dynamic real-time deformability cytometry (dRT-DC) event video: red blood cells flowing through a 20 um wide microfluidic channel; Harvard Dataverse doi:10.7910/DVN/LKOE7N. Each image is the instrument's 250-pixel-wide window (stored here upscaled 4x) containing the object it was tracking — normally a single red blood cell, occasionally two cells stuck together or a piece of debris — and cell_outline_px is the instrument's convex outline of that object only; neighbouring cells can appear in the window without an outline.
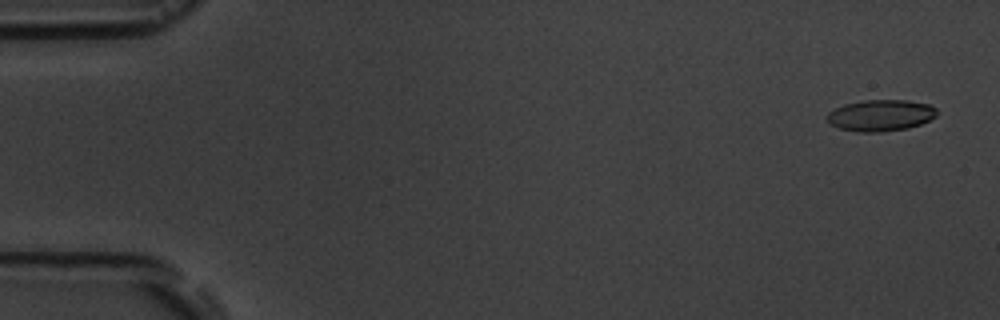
{"species": "common noctule bat (a hibernating species)", "species_latin": "Nyctalus noctula", "temperature_condition": "room temperature", "stored_images_in_passage": 5, "camera_frame_rate_fps": 3000, "um_per_image_px": 0.085, "animal": {"sex": "male", "body_mass_g": 19.5, "forearm_length_mm": 54.6}, "frame": {"image": 1, "passage_image": 1, "time_ms": 0.0, "image_size_px": [1000, 320], "cell_outline_px": [[936, 116], [920, 124], [908, 128], [880, 132], [860, 132], [840, 128], [828, 124], [824, 116], [828, 112], [844, 104], [864, 100], [908, 100], [928, 104], [936, 108]], "centroid_in_image_um": [74.81, 9.8], "position_along_channel_um": 10.2, "area_um2": 20.17}}